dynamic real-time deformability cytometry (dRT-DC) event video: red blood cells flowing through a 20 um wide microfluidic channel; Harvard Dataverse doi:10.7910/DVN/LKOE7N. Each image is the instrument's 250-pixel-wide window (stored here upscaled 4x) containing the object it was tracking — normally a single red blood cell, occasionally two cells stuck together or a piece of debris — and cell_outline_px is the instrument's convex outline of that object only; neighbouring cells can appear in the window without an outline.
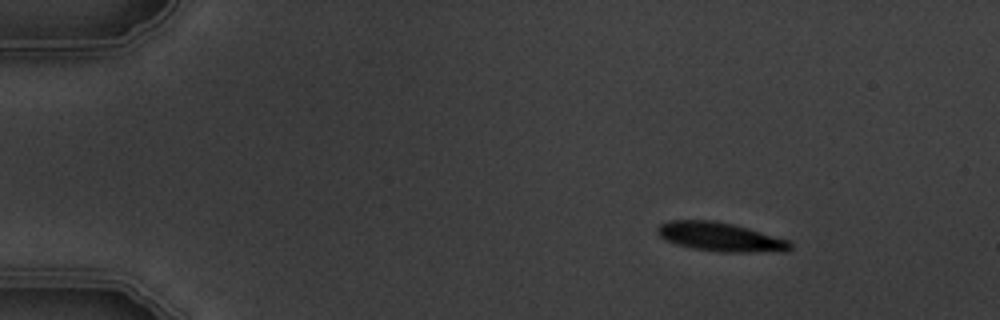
{"species": "common noctule bat (a hibernating species)", "species_latin": "Nyctalus noctula", "temperature_condition": "warm", "stored_images_in_passage": 6, "camera_frame_rate_fps": 3000, "um_per_image_px": 0.085, "animal": {"sex": "male", "body_mass_g": 19.5, "forearm_length_mm": 54.6}, "frame": {"image": 1, "passage_image": 2, "time_ms": 1.333, "image_size_px": [1000, 320], "cell_outline_px": [[792, 248], [788, 252], [720, 252], [692, 248], [668, 240], [660, 236], [656, 228], [660, 224], [668, 220], [716, 220], [748, 228], [792, 240]], "centroid_in_image_um": [61.33, 20.14], "position_along_channel_um": 23.7, "area_um2": 22.54}}
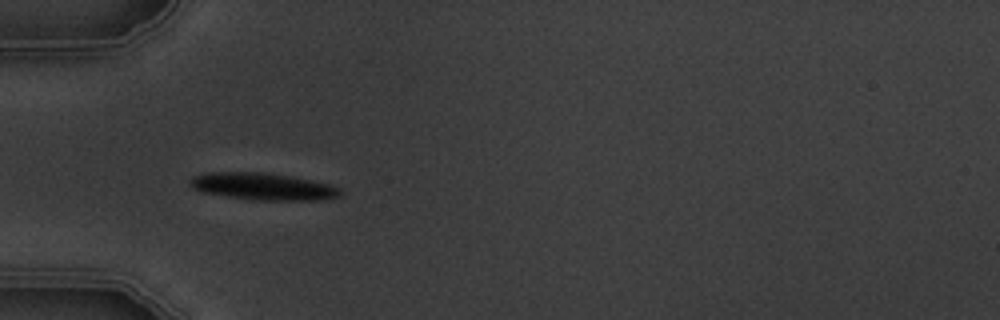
{"frame": {"image": 2, "passage_image": 5, "time_ms": 4.667, "image_size_px": [1000, 320], "cell_outline_px": [[344, 192], [340, 196], [320, 200], [252, 200], [200, 192], [192, 188], [188, 184], [188, 180], [192, 176], [208, 172], [264, 172], [312, 180], [332, 184], [340, 188]], "centroid_in_image_um": [22.33, 15.85], "position_along_channel_um": 62.7, "area_um2": 24.04}}